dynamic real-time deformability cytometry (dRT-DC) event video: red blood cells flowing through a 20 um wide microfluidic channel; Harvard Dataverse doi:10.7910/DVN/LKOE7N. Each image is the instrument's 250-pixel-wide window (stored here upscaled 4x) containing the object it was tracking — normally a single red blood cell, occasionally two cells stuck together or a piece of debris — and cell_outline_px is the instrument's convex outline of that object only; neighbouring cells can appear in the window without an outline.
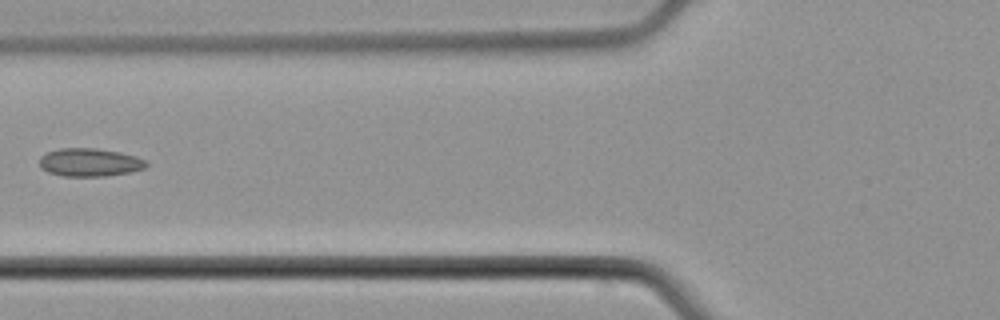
{"species": "common noctule bat (a hibernating species)", "species_latin": "Nyctalus noctula", "temperature_condition": "cold", "stored_images_in_passage": 6, "camera_frame_rate_fps": 3000, "um_per_image_px": 0.085, "animal": {"sex": "male", "body_mass_g": 21.5, "forearm_length_mm": 52.0}, "frame": {"image": 1, "passage_image": 6, "time_ms": 6.333, "image_size_px": [1000, 320], "cell_outline_px": [[148, 164], [144, 168], [128, 172], [104, 176], [64, 176], [48, 172], [40, 168], [40, 156], [48, 152], [60, 148], [96, 148], [120, 152], [136, 156], [144, 160]], "centroid_in_image_um": [7.6, 13.79], "position_along_channel_um": 118.2, "area_um2": 17.4}}